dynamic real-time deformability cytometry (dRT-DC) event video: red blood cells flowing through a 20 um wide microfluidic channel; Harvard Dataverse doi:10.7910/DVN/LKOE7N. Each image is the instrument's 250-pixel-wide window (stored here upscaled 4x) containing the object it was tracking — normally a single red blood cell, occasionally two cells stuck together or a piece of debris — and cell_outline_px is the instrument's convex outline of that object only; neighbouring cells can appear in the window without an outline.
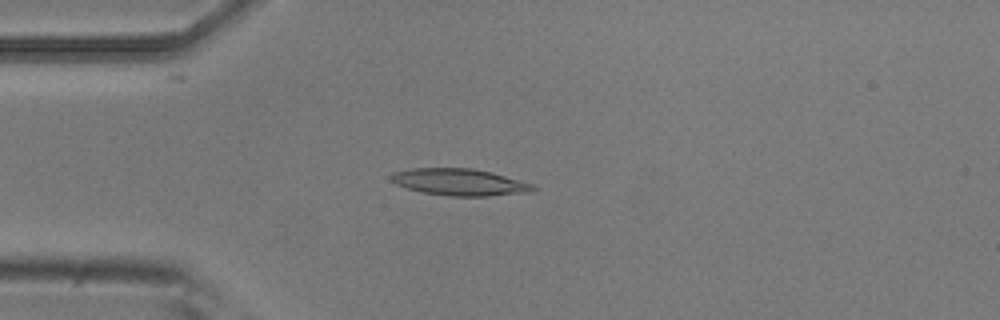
{"species": "common noctule bat (a hibernating species)", "species_latin": "Nyctalus noctula", "temperature_condition": "room temperature", "stored_images_in_passage": 4, "camera_frame_rate_fps": 3000, "um_per_image_px": 0.085, "animal": {"sex": "male", "body_mass_g": 20.5, "forearm_length_mm": 52.5}, "frame": {"image": 1, "passage_image": 4, "time_ms": 1.0, "image_size_px": [1000, 320], "cell_outline_px": [[536, 188], [532, 192], [488, 196], [448, 196], [424, 192], [408, 188], [396, 184], [392, 180], [392, 172], [412, 168], [472, 168], [492, 172], [532, 184]], "centroid_in_image_um": [39.08, 15.48], "position_along_channel_um": 45.9, "area_um2": 22.02}}